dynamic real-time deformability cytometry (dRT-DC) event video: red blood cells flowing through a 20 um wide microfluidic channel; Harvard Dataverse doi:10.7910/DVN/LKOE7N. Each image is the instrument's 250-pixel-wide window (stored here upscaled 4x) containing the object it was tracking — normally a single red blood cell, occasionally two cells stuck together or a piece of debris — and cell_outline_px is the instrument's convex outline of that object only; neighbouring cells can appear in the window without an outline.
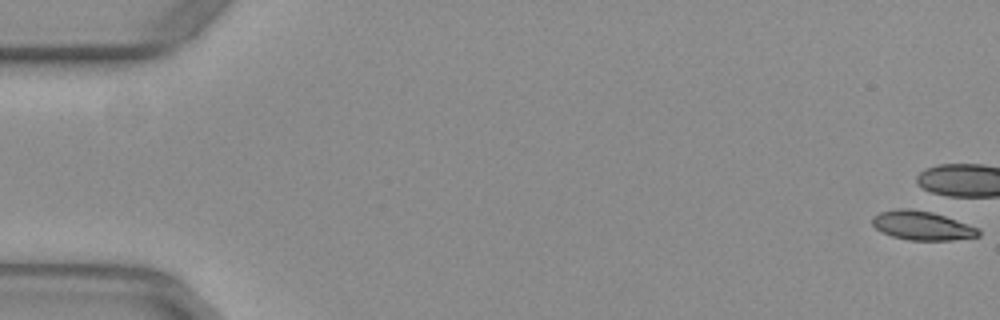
{"species": "common noctule bat (a hibernating species)", "species_latin": "Nyctalus noctula", "temperature_condition": "warm", "stored_images_in_passage": 4, "camera_frame_rate_fps": 3000, "um_per_image_px": 0.085, "animal": {"sex": "female", "body_mass_g": 29.2, "forearm_length_mm": 56.3}, "frame": {"image": 1, "passage_image": 1, "time_ms": 0.0, "image_size_px": [1000, 320], "cell_outline_px": [[980, 236], [952, 240], [908, 240], [892, 236], [880, 232], [872, 224], [872, 216], [880, 212], [896, 208], [912, 208], [932, 212], [980, 228]], "centroid_in_image_um": [78.36, 19.17], "position_along_channel_um": 6.6, "area_um2": 18.09}}